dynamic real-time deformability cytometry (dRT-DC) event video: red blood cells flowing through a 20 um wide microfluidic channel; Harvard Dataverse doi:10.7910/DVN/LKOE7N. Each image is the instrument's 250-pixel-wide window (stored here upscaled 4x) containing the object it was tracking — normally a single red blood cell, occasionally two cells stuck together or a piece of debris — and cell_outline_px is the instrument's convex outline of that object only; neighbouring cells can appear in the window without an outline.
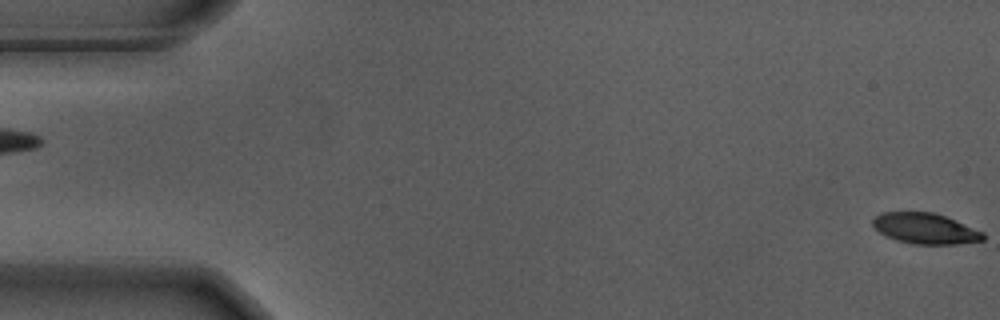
{"species": "Egyptian fruit bat (a non-hibernating species)", "species_latin": "Rousettus aegyptiacus", "temperature_condition": "warm", "stored_images_in_passage": 57, "camera_frame_rate_fps": 3000, "um_per_image_px": 0.085, "animal": {"sex": "male"}, "frame": {"image": 1, "passage_image": 1, "time_ms": 0.0, "image_size_px": [1000, 320], "cell_outline_px": [[984, 240], [956, 244], [912, 244], [896, 240], [880, 232], [872, 224], [872, 220], [880, 212], [932, 212], [944, 216], [984, 232]], "centroid_in_image_um": [78.64, 19.42], "position_along_channel_um": 6.4, "area_um2": 19.54}}
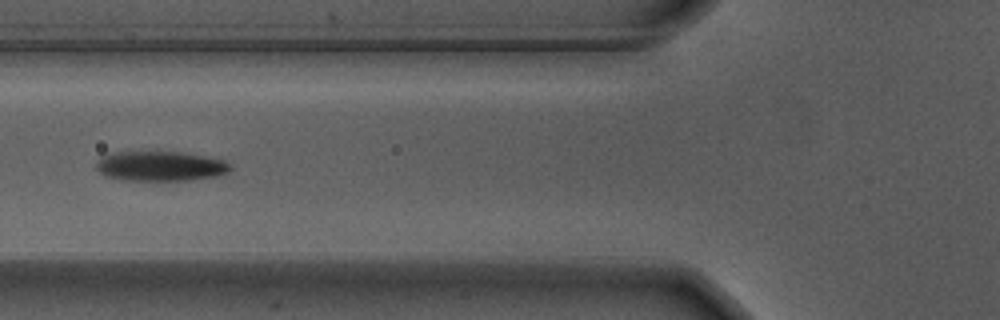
{"frame": {"image": 2, "passage_image": 22, "time_ms": 7.0, "image_size_px": [1000, 320], "cell_outline_px": [[232, 168], [228, 172], [220, 176], [188, 180], [124, 180], [108, 176], [100, 172], [96, 168], [96, 164], [100, 156], [116, 152], [184, 152], [224, 160], [232, 164]], "centroid_in_image_um": [13.68, 14.12], "position_along_channel_um": 112.1, "area_um2": 23.35}}
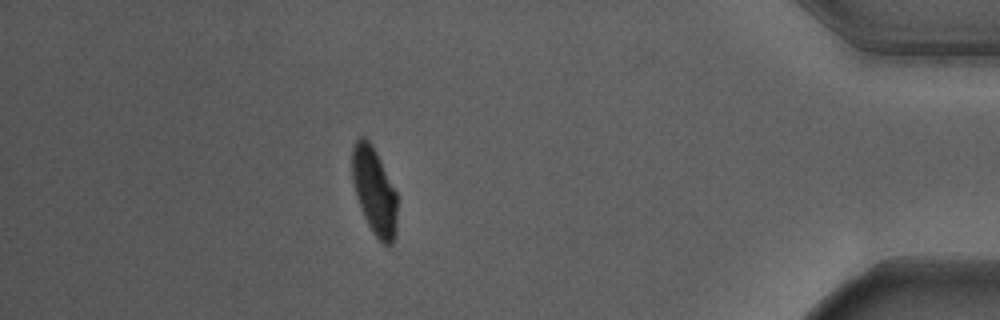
{"frame": {"image": 3, "passage_image": 50, "time_ms": 16.333, "image_size_px": [1000, 320], "cell_outline_px": [[396, 236], [392, 244], [384, 244], [372, 232], [364, 216], [352, 180], [352, 148], [356, 140], [360, 136], [364, 136], [372, 144], [396, 192]], "centroid_in_image_um": [31.81, 16.22], "position_along_channel_um": 403.4, "area_um2": 22.48}, "authors_computed_cell_mechanics": {"area_um2": 23.0044, "velocity_mm_per_s": 3.6552, "shape_relaxation_time_tau1_ms": 2.94, "shape_relaxation_time_tau2_ms": 1.5355, "deformation_change_tau1": 0.1713, "deformation_change_tau2": 0.067}}